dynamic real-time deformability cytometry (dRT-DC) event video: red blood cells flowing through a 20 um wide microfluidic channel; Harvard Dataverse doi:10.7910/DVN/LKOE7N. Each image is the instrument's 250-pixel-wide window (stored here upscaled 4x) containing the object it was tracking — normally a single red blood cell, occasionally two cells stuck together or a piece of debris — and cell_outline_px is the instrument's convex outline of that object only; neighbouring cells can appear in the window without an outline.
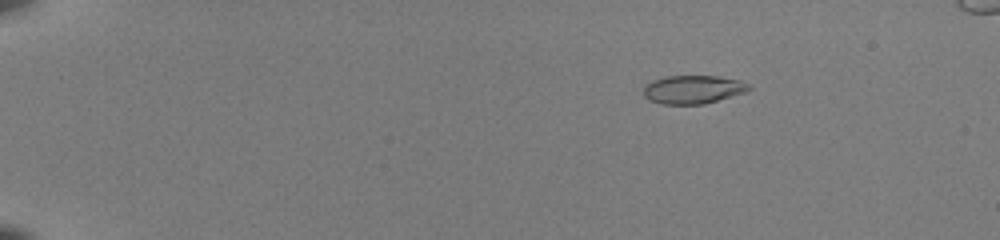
{"species": "common noctule bat (a hibernating species)", "species_latin": "Nyctalus noctula", "temperature_condition": "room temperature", "stored_images_in_passage": 54, "camera_frame_rate_fps": 3000, "um_per_image_px": 0.085, "animal": {"sex": "female", "body_mass_g": 22.0, "forearm_length_mm": 56.7}, "frame": {"image": 1, "passage_image": 10, "time_ms": 3.0, "image_size_px": [1000, 240], "cell_outline_px": [[752, 88], [748, 92], [704, 104], [660, 104], [648, 100], [644, 96], [644, 84], [652, 80], [664, 76], [716, 76], [740, 80], [748, 84]], "centroid_in_image_um": [58.9, 7.61], "position_along_channel_um": 26.1, "area_um2": 17.69}}
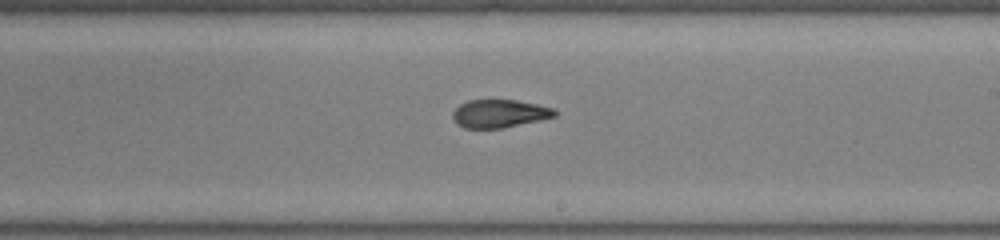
{"frame": {"image": 2, "passage_image": 35, "time_ms": 11.333, "image_size_px": [1000, 240], "cell_outline_px": [[556, 116], [540, 120], [500, 128], [464, 128], [456, 124], [452, 120], [452, 112], [460, 104], [468, 100], [516, 100], [536, 104], [552, 108], [556, 112]], "centroid_in_image_um": [42.4, 9.65], "position_along_channel_um": 246.6, "area_um2": 16.59}}
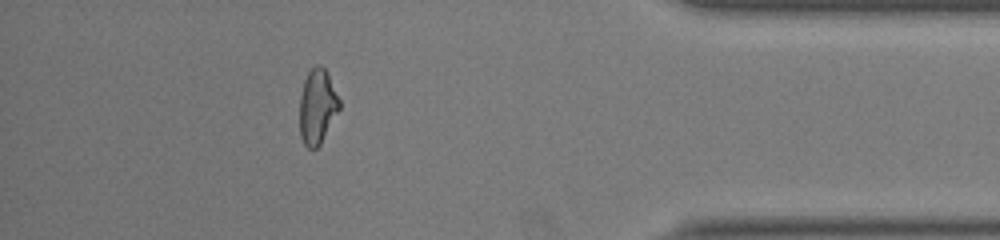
{"frame": {"image": 3, "passage_image": 49, "time_ms": 16.0, "image_size_px": [1000, 240], "cell_outline_px": [[340, 108], [320, 144], [316, 148], [308, 148], [304, 144], [300, 136], [300, 96], [304, 80], [308, 72], [316, 64], [320, 64], [324, 68], [340, 100]], "centroid_in_image_um": [26.96, 9.06], "position_along_channel_um": 408.2, "area_um2": 17.11}, "authors_computed_cell_mechanics": {"area_um2": 17.7446, "velocity_mm_per_s": 4.0481, "shape_relaxation_time_tau1_ms": null, "shape_relaxation_time_tau2_ms": 1.2843, "deformation_change_tau1": null, "deformation_change_tau2": 0.0711}}